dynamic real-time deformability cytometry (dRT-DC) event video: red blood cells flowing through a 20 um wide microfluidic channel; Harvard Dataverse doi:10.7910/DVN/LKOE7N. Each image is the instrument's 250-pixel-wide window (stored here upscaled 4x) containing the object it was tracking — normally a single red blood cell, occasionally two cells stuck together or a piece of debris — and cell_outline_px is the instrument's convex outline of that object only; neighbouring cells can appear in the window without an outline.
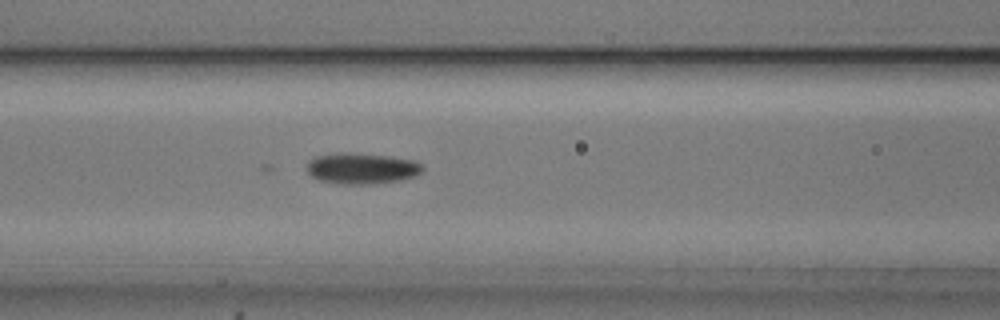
{"species": "common noctule bat (a hibernating species)", "species_latin": "Nyctalus noctula", "temperature_condition": "cold", "stored_images_in_passage": 55, "camera_frame_rate_fps": 3000, "um_per_image_px": 0.085, "animal": {"sex": "male", "body_mass_g": 20.5, "forearm_length_mm": 52.5}, "frame": {"image": 1, "passage_image": 23, "time_ms": 7.333, "image_size_px": [1000, 320], "cell_outline_px": [[424, 168], [416, 176], [400, 180], [372, 184], [340, 184], [320, 180], [312, 176], [308, 172], [308, 160], [316, 156], [340, 152], [348, 152], [388, 156], [412, 160], [420, 164]], "centroid_in_image_um": [30.73, 14.31], "position_along_channel_um": 135.9, "area_um2": 20.81}}
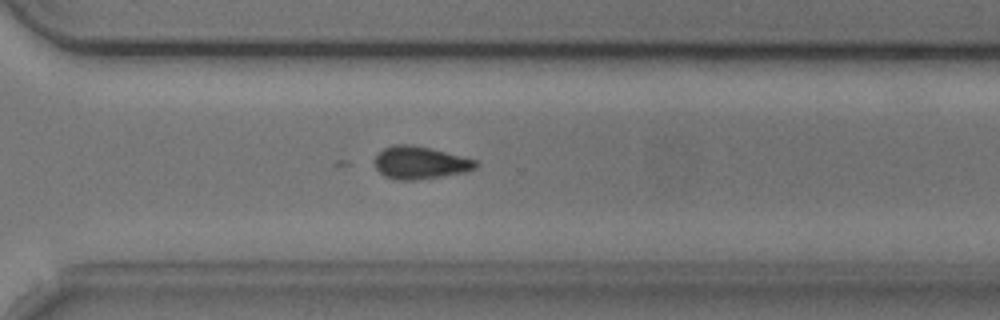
{"frame": {"image": 2, "passage_image": 39, "time_ms": 12.667, "image_size_px": [1000, 320], "cell_outline_px": [[476, 168], [468, 172], [444, 176], [412, 180], [396, 180], [384, 176], [376, 168], [376, 156], [384, 148], [392, 144], [412, 144], [476, 160]], "centroid_in_image_um": [35.7, 13.84], "position_along_channel_um": 334.9, "area_um2": 19.02}}
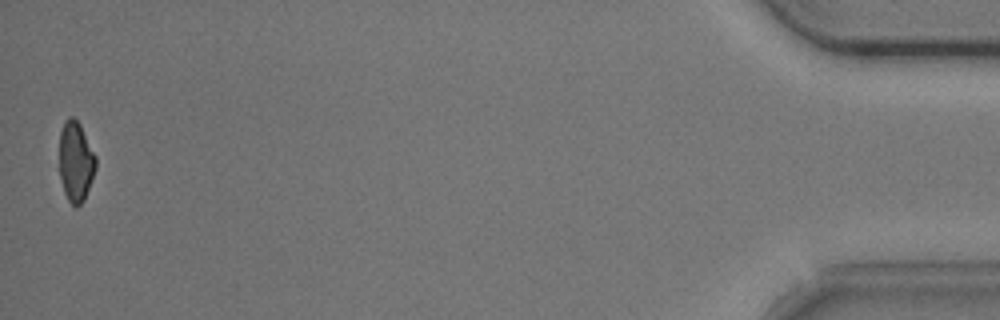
{"frame": {"image": 3, "passage_image": 54, "time_ms": 17.667, "image_size_px": [1000, 320], "cell_outline_px": [[96, 168], [84, 200], [76, 208], [68, 200], [64, 192], [60, 176], [60, 132], [68, 116], [72, 116], [80, 124], [96, 156]], "centroid_in_image_um": [6.44, 13.74], "position_along_channel_um": 428.8, "area_um2": 16.88}}